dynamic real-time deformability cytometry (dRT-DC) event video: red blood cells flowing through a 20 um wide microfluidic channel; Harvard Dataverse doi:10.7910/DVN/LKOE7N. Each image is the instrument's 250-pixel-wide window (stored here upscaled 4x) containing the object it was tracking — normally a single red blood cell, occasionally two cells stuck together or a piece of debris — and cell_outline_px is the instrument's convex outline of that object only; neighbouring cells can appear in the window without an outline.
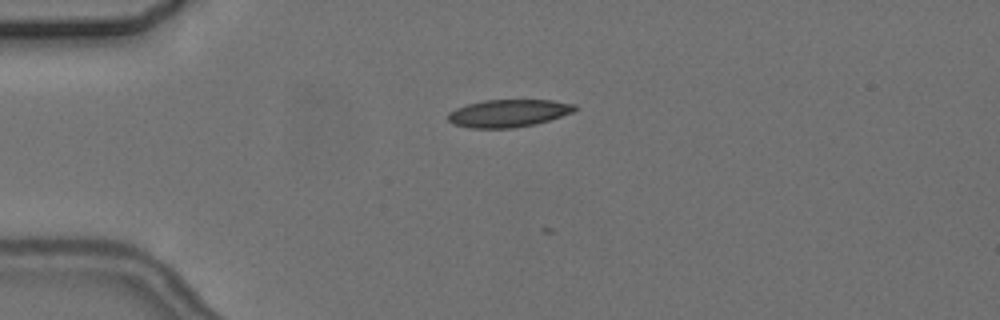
{"species": "common noctule bat (a hibernating species)", "species_latin": "Nyctalus noctula", "temperature_condition": "cold", "stored_images_in_passage": 6, "camera_frame_rate_fps": 3000, "um_per_image_px": 0.085, "animal": {"sex": "female", "body_mass_g": 24.6, "forearm_length_mm": 56.2}, "frame": {"image": 1, "passage_image": 3, "time_ms": 2.333, "image_size_px": [1000, 320], "cell_outline_px": [[580, 108], [572, 112], [536, 124], [512, 128], [468, 128], [452, 124], [448, 120], [448, 112], [456, 108], [468, 104], [484, 100], [552, 100], [576, 104]], "centroid_in_image_um": [43.21, 9.62], "position_along_channel_um": 41.8, "area_um2": 20.46}}